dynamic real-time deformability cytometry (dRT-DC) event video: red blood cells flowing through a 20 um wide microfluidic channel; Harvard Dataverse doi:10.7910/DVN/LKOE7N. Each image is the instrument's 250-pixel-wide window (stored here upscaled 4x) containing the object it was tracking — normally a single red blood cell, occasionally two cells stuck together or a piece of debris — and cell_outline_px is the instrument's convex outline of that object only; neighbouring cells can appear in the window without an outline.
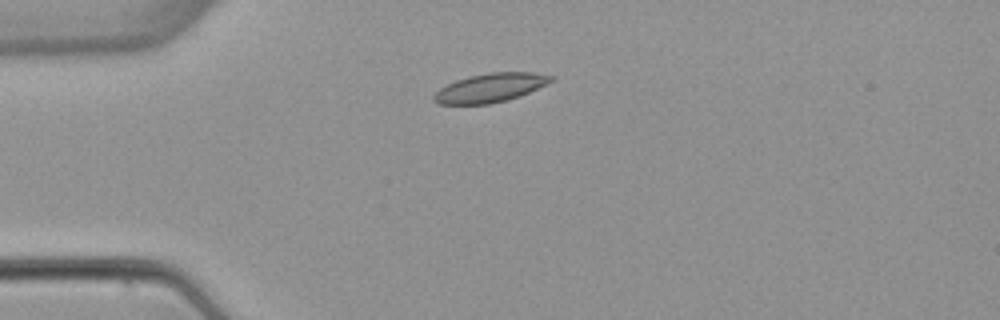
{"species": "common noctule bat (a hibernating species)", "species_latin": "Nyctalus noctula", "temperature_condition": "warm", "stored_images_in_passage": 2, "camera_frame_rate_fps": 3000, "um_per_image_px": 0.085, "animal": {"sex": "female", "body_mass_g": 22.7, "forearm_length_mm": 54.2}, "frame": {"image": 1, "passage_image": 2, "time_ms": 2.0, "image_size_px": [1000, 320], "cell_outline_px": [[556, 80], [548, 84], [508, 100], [488, 104], [440, 104], [432, 100], [432, 96], [440, 88], [456, 80], [468, 76], [488, 72], [532, 72], [552, 76]], "centroid_in_image_um": [41.68, 7.45], "position_along_channel_um": 43.3, "area_um2": 19.71}}